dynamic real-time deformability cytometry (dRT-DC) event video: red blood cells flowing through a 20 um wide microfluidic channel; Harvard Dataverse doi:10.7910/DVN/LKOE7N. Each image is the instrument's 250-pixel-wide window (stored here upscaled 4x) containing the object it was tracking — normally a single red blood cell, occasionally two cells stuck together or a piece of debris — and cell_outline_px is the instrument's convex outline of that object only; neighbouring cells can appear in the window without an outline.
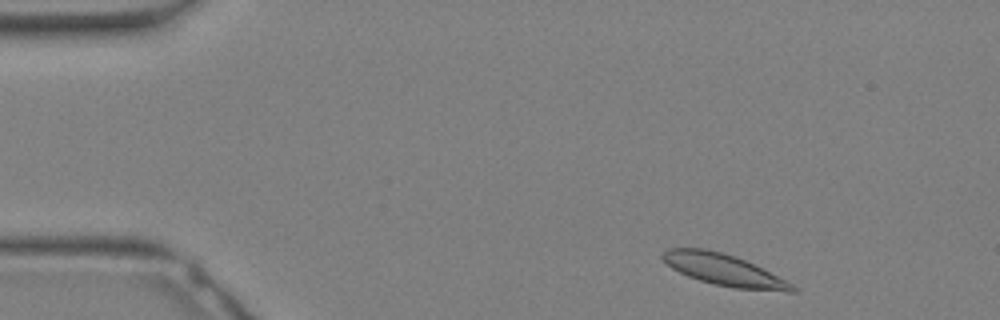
{"species": "Egyptian fruit bat (a non-hibernating species)", "species_latin": "Rousettus aegyptiacus", "temperature_condition": "warm", "stored_images_in_passage": 30, "camera_frame_rate_fps": 3000, "um_per_image_px": 0.085, "animal": {"sex": "female"}, "frame": {"image": 1, "passage_image": 2, "time_ms": 0.333, "image_size_px": [1000, 320], "cell_outline_px": [[796, 292], [788, 292], [732, 288], [700, 280], [688, 276], [672, 268], [660, 256], [668, 248], [704, 248], [736, 256], [792, 284], [796, 288]], "centroid_in_image_um": [61.5, 22.94], "position_along_channel_um": 23.5, "area_um2": 23.29}}
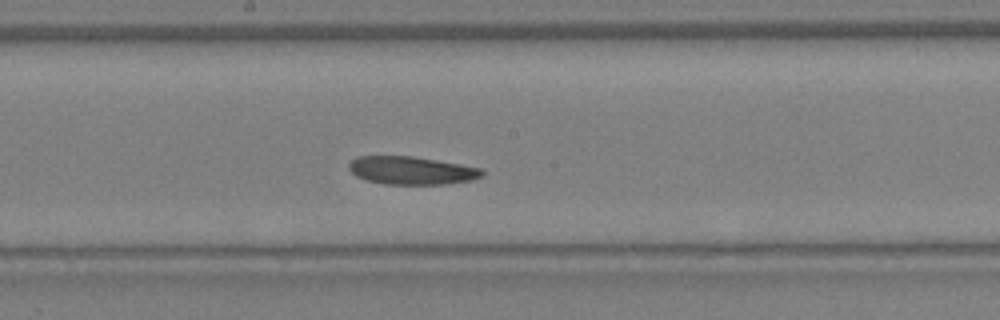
{"frame": {"image": 2, "passage_image": 15, "time_ms": 4.667, "image_size_px": [1000, 320], "cell_outline_px": [[484, 176], [472, 180], [444, 184], [384, 184], [368, 180], [356, 176], [348, 168], [348, 164], [356, 156], [412, 156], [484, 168]], "centroid_in_image_um": [35.01, 14.49], "position_along_channel_um": 213.2, "area_um2": 21.79}}
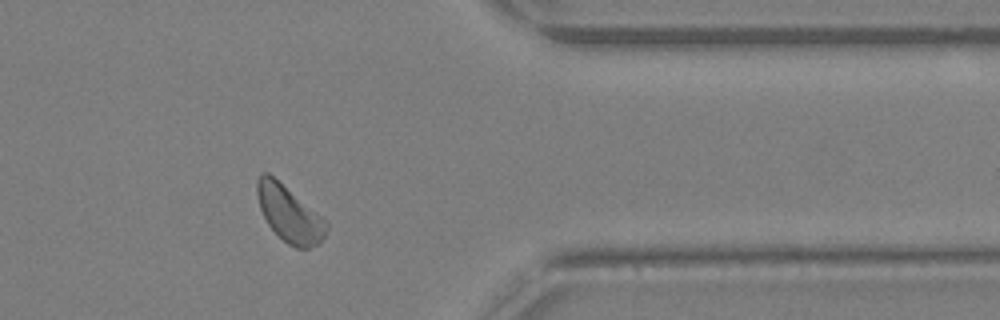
{"frame": {"image": 3, "passage_image": 24, "time_ms": 7.667, "image_size_px": [1000, 320], "cell_outline_px": [[328, 228], [324, 236], [316, 244], [308, 248], [296, 248], [288, 244], [268, 224], [260, 208], [256, 192], [256, 180], [260, 172], [268, 172], [316, 212], [328, 224]], "centroid_in_image_um": [24.55, 18.15], "position_along_channel_um": 386.9, "area_um2": 22.08}}